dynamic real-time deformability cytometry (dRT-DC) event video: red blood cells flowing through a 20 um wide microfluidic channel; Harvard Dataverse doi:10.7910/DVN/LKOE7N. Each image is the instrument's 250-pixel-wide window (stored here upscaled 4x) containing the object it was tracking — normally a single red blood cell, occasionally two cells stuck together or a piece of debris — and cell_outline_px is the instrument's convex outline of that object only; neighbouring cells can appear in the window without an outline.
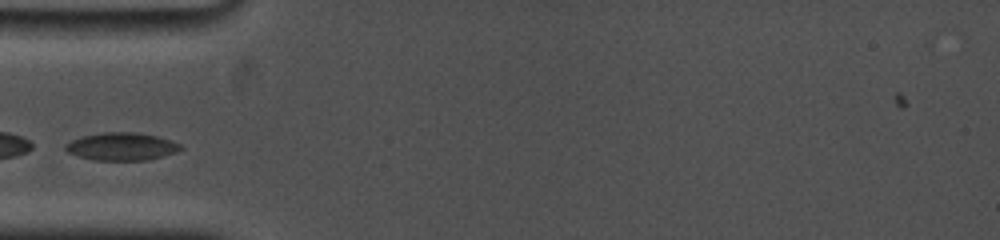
{"species": "common noctule bat (a hibernating species)", "species_latin": "Nyctalus noctula", "temperature_condition": "cold", "stored_images_in_passage": 2, "camera_frame_rate_fps": 5000, "um_per_image_px": 0.085, "animal": {"sex": "female", "body_mass_g": 19.0, "forearm_length_mm": 53.3}, "frame": {"image": 1, "passage_image": 1, "time_ms": 0.0, "image_size_px": [1000, 240], "cell_outline_px": [[184, 148], [176, 152], [148, 160], [92, 160], [68, 152], [64, 148], [64, 144], [80, 136], [104, 132], [136, 132], [156, 136], [180, 144]], "centroid_in_image_um": [10.31, 12.45], "position_along_channel_um": 74.7, "area_um2": 18.55}}
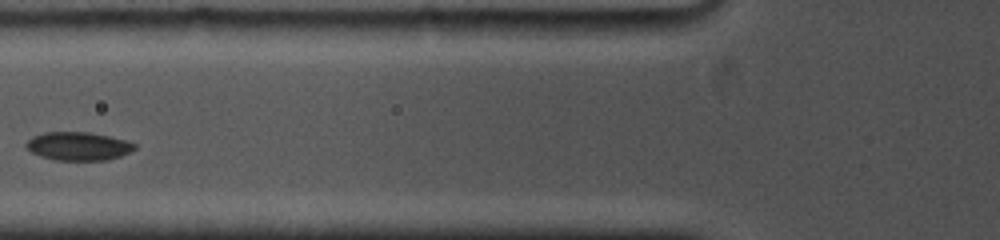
{"frame": {"image": 2, "passage_image": 2, "time_ms": 1.2, "image_size_px": [1000, 240], "cell_outline_px": [[136, 148], [120, 156], [108, 160], [56, 160], [40, 156], [32, 152], [24, 144], [32, 136], [44, 132], [92, 132], [124, 140], [136, 144]], "centroid_in_image_um": [6.64, 12.42], "position_along_channel_um": 119.2, "area_um2": 17.86}}